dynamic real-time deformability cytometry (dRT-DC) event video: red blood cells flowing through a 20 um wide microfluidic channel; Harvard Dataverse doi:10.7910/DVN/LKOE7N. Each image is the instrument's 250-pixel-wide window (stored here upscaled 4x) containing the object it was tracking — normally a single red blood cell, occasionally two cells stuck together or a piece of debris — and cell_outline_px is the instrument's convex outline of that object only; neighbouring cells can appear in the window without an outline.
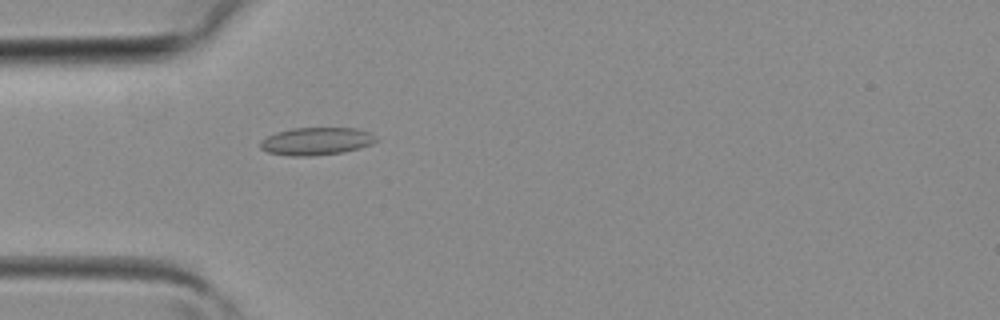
{"species": "common noctule bat (a hibernating species)", "species_latin": "Nyctalus noctula", "temperature_condition": "room temperature", "stored_images_in_passage": 40, "camera_frame_rate_fps": 3000, "um_per_image_px": 0.085, "animal": {"sex": "female", "body_mass_g": 19.3, "forearm_length_mm": 54.1}, "frame": {"image": 1, "passage_image": 12, "time_ms": 3.667, "image_size_px": [1000, 320], "cell_outline_px": [[380, 140], [372, 144], [360, 148], [344, 152], [312, 156], [292, 156], [268, 152], [260, 148], [260, 140], [276, 132], [292, 128], [356, 128], [368, 132]], "centroid_in_image_um": [26.89, 12.01], "position_along_channel_um": 58.1, "area_um2": 18.73}}
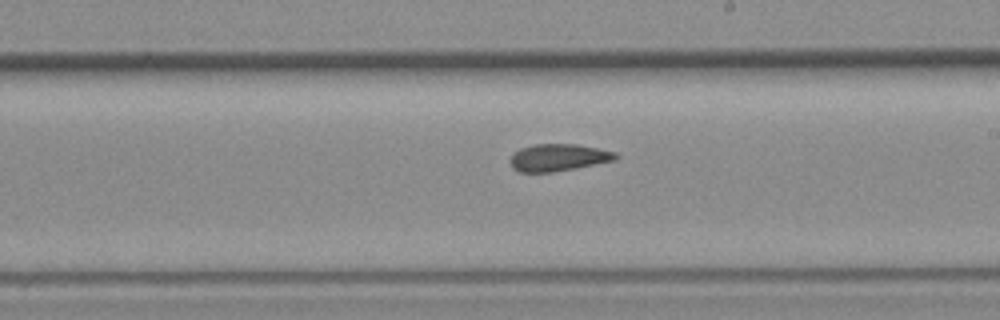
{"frame": {"image": 2, "passage_image": 23, "time_ms": 7.333, "image_size_px": [1000, 320], "cell_outline_px": [[620, 156], [616, 160], [576, 168], [552, 172], [520, 172], [512, 168], [512, 156], [520, 148], [536, 144], [576, 144], [616, 152]], "centroid_in_image_um": [47.51, 13.39], "position_along_channel_um": 241.5, "area_um2": 16.53}}
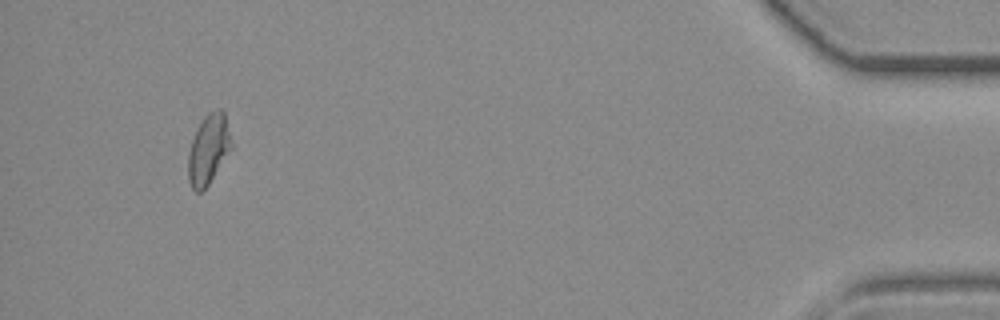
{"frame": {"image": 3, "passage_image": 38, "time_ms": 12.333, "image_size_px": [1000, 320], "cell_outline_px": [[232, 148], [208, 184], [200, 192], [196, 192], [192, 188], [188, 180], [188, 156], [192, 140], [204, 116], [208, 112], [220, 108], [224, 112], [232, 144]], "centroid_in_image_um": [17.72, 12.69], "position_along_channel_um": 417.5, "area_um2": 17.22}}